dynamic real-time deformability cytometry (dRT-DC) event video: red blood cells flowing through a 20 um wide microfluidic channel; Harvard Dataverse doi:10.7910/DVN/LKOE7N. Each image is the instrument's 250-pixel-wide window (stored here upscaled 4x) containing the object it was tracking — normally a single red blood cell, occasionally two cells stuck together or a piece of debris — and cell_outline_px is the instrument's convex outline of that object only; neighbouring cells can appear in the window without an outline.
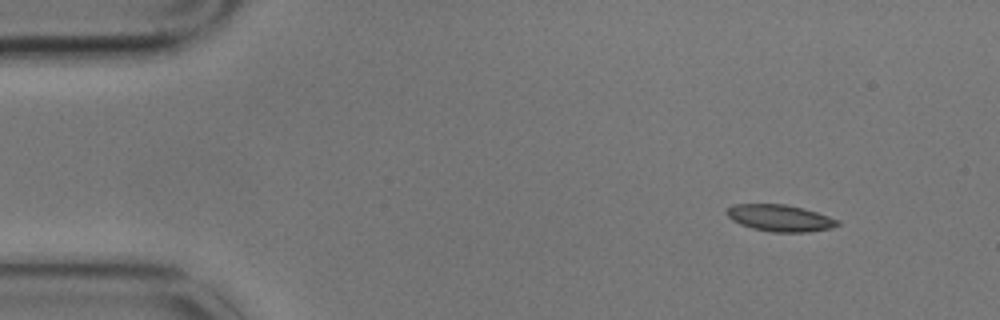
{"species": "common noctule bat (a hibernating species)", "species_latin": "Nyctalus noctula", "temperature_condition": "cold", "stored_images_in_passage": 5, "camera_frame_rate_fps": 3000, "um_per_image_px": 0.085, "animal": {"sex": "male", "body_mass_g": 17.9}, "frame": {"image": 1, "passage_image": 1, "time_ms": 0.0, "image_size_px": [1000, 320], "cell_outline_px": [[840, 224], [832, 228], [808, 232], [772, 232], [752, 228], [740, 224], [732, 220], [724, 212], [732, 204], [784, 204], [804, 208], [840, 220]], "centroid_in_image_um": [66.3, 18.53], "position_along_channel_um": 18.7, "area_um2": 17.34}}
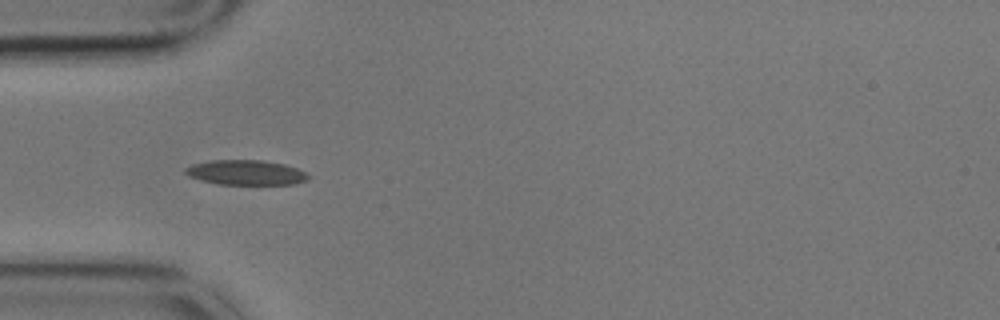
{"frame": {"image": 2, "passage_image": 4, "time_ms": 1.0, "image_size_px": [1000, 320], "cell_outline_px": [[312, 176], [308, 180], [292, 184], [216, 184], [200, 180], [188, 176], [184, 172], [184, 168], [192, 164], [212, 160], [264, 160], [284, 164], [296, 168]], "centroid_in_image_um": [20.88, 14.66], "position_along_channel_um": 64.1, "area_um2": 17.92}}